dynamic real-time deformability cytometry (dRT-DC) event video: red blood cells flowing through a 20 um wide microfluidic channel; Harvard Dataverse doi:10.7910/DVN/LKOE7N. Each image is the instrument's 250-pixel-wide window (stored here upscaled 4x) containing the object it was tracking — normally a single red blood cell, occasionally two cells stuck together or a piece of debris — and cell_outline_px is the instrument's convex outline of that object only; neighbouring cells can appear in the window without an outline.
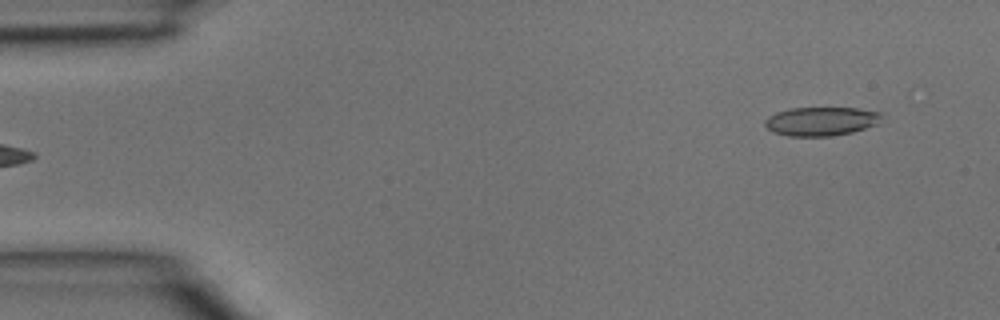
{"species": "common noctule bat (a hibernating species)", "species_latin": "Nyctalus noctula", "temperature_condition": "room temperature", "stored_images_in_passage": 4, "camera_frame_rate_fps": 3000, "um_per_image_px": 0.085, "animal": {"sex": "male", "body_mass_g": 15.6}, "frame": {"image": 1, "passage_image": 4, "time_ms": 1.0, "image_size_px": [1000, 320], "cell_outline_px": [[884, 112], [876, 124], [852, 132], [832, 136], [788, 136], [772, 132], [764, 124], [764, 120], [768, 116], [776, 112], [788, 108], [856, 108]], "centroid_in_image_um": [69.76, 10.3], "position_along_channel_um": 15.2, "area_um2": 19.65}}